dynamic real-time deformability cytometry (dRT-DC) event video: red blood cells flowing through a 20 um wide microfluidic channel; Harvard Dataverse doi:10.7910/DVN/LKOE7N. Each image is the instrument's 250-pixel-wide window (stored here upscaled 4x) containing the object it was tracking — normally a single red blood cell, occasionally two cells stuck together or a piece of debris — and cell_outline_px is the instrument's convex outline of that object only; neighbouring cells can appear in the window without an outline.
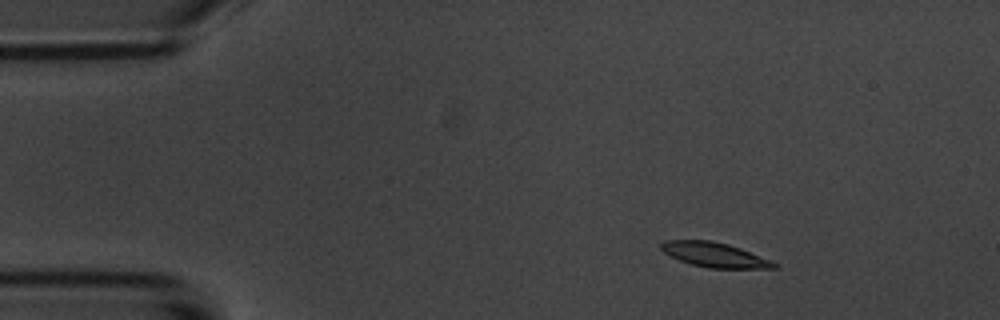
{"species": "common noctule bat (a hibernating species)", "species_latin": "Nyctalus noctula", "temperature_condition": "room temperature", "stored_images_in_passage": 4, "camera_frame_rate_fps": 3000, "um_per_image_px": 0.085, "animal": {"sex": "male", "body_mass_g": 20.1, "forearm_length_mm": 53.5}, "frame": {"image": 1, "passage_image": 1, "time_ms": 0.0, "image_size_px": [1000, 320], "cell_outline_px": [[780, 268], [708, 268], [692, 264], [680, 260], [664, 252], [660, 248], [660, 244], [664, 240], [712, 240], [728, 244], [740, 248], [772, 260], [780, 264]], "centroid_in_image_um": [60.79, 21.65], "position_along_channel_um": 24.2, "area_um2": 16.3}}
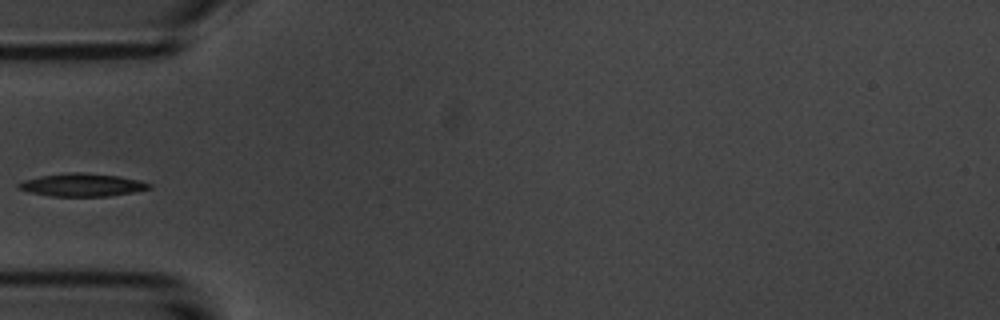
{"frame": {"image": 2, "passage_image": 4, "time_ms": 3.333, "image_size_px": [1000, 320], "cell_outline_px": [[152, 188], [132, 192], [108, 196], [52, 196], [28, 192], [20, 188], [16, 184], [24, 180], [40, 176], [72, 172], [80, 172], [116, 176], [140, 180], [152, 184]], "centroid_in_image_um": [6.99, 15.72], "position_along_channel_um": 78.0, "area_um2": 17.22}}